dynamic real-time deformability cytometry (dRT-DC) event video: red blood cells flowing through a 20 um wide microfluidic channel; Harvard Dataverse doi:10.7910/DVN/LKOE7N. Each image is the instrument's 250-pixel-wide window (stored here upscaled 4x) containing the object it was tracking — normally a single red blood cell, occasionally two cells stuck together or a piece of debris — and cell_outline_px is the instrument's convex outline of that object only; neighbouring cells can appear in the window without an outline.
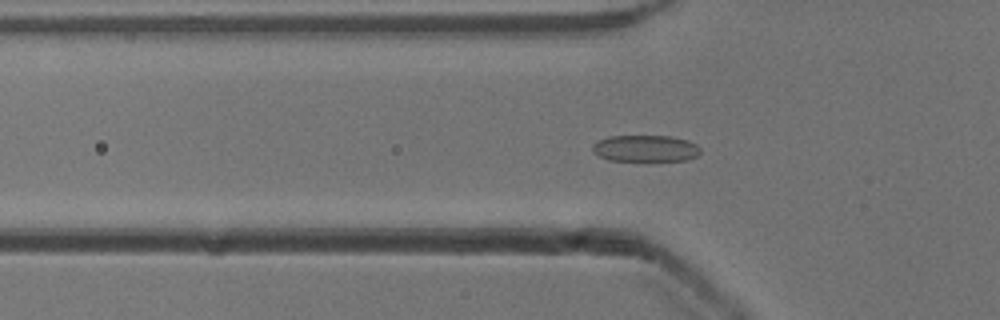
{"species": "common noctule bat (a hibernating species)", "species_latin": "Nyctalus noctula", "temperature_condition": "cold", "stored_images_in_passage": 53, "camera_frame_rate_fps": 3000, "um_per_image_px": 0.085, "animal": {"sex": "male", "body_mass_g": 13.3}, "frame": {"image": 1, "passage_image": 18, "time_ms": 5.667, "image_size_px": [1000, 320], "cell_outline_px": [[700, 152], [696, 156], [688, 160], [608, 160], [592, 152], [592, 144], [608, 136], [672, 136], [688, 140], [696, 144], [700, 148]], "centroid_in_image_um": [54.86, 12.6], "position_along_channel_um": 70.9, "area_um2": 16.65}}
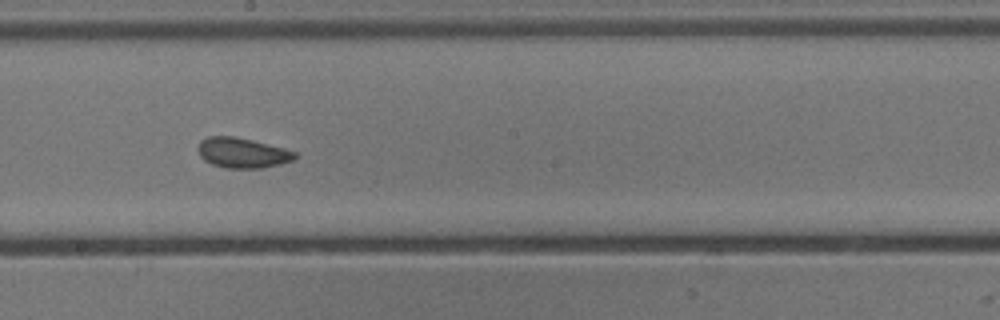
{"frame": {"image": 2, "passage_image": 30, "time_ms": 9.667, "image_size_px": [1000, 320], "cell_outline_px": [[296, 160], [280, 164], [260, 168], [224, 168], [212, 164], [204, 160], [200, 156], [200, 140], [208, 136], [232, 136], [252, 140], [284, 148], [296, 152]], "centroid_in_image_um": [20.63, 13.0], "position_along_channel_um": 227.6, "area_um2": 16.94}}
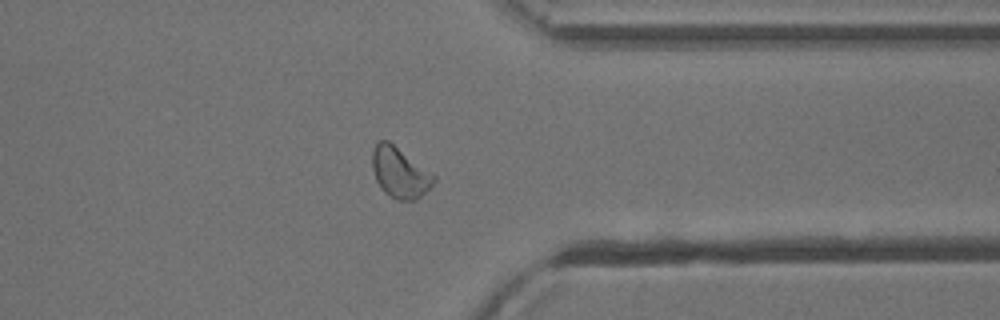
{"frame": {"image": 3, "passage_image": 42, "time_ms": 13.667, "image_size_px": [1000, 320], "cell_outline_px": [[436, 180], [416, 200], [396, 200], [384, 192], [376, 180], [372, 168], [372, 148], [380, 140], [388, 140], [436, 176]], "centroid_in_image_um": [33.95, 14.66], "position_along_channel_um": 377.4, "area_um2": 17.92}, "authors_computed_cell_mechanics": {"area_um2": 17.8024, "velocity_mm_per_s": 3.8904, "shape_relaxation_time_tau1_ms": 3.5145, "shape_relaxation_time_tau2_ms": 1.6643, "deformation_change_tau1": 0.0847, "deformation_change_tau2": 0.0705}}